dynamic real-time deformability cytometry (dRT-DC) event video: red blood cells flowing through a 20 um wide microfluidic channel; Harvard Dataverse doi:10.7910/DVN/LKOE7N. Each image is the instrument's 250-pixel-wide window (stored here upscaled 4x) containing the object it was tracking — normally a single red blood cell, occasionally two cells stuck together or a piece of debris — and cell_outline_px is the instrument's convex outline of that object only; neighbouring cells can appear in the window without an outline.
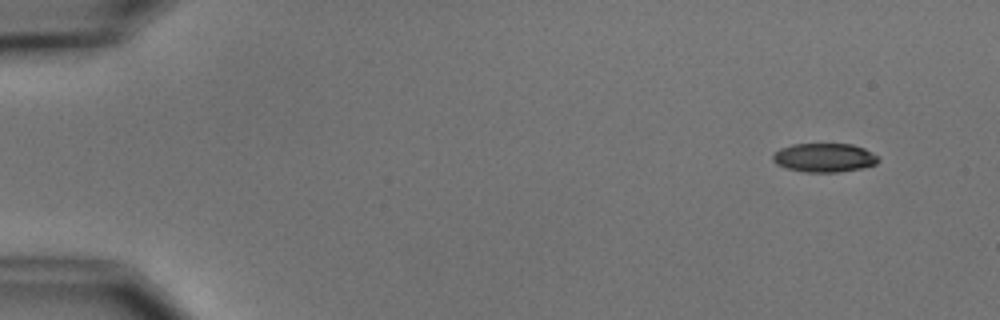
{"species": "common noctule bat (a hibernating species)", "species_latin": "Nyctalus noctula", "temperature_condition": "cold", "stored_images_in_passage": 5, "camera_frame_rate_fps": 3000, "um_per_image_px": 0.085, "animal": {"sex": "male", "body_mass_g": 15.6}, "frame": {"image": 1, "passage_image": 1, "time_ms": 0.0, "image_size_px": [1000, 320], "cell_outline_px": [[880, 160], [876, 164], [860, 168], [836, 172], [804, 172], [788, 168], [776, 164], [772, 160], [772, 156], [780, 148], [792, 144], [852, 144], [864, 148], [872, 152]], "centroid_in_image_um": [70.05, 13.39], "position_along_channel_um": 14.9, "area_um2": 17.63}}
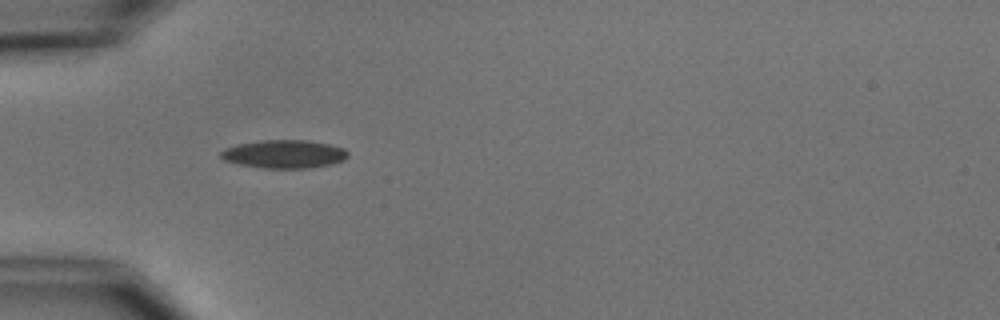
{"frame": {"image": 2, "passage_image": 4, "time_ms": 4.333, "image_size_px": [1000, 320], "cell_outline_px": [[348, 156], [344, 160], [332, 164], [308, 168], [264, 168], [240, 164], [224, 160], [220, 156], [220, 152], [224, 148], [236, 144], [264, 140], [304, 140], [328, 144], [344, 148], [348, 152]], "centroid_in_image_um": [24.15, 13.09], "position_along_channel_um": 60.9, "area_um2": 20.87}}